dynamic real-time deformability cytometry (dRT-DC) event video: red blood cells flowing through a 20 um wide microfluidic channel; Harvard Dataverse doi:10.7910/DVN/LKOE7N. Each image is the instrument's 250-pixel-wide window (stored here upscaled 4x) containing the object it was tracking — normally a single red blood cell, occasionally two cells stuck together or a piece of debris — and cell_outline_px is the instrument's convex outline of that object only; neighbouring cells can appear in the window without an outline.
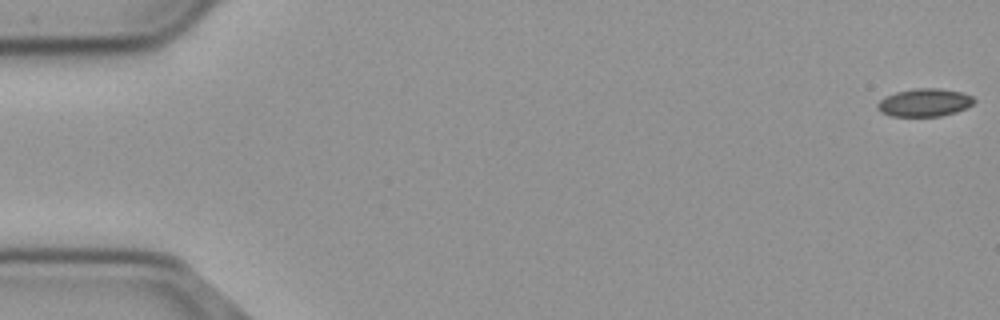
{"species": "common noctule bat (a hibernating species)", "species_latin": "Nyctalus noctula", "temperature_condition": "cold", "stored_images_in_passage": 56, "camera_frame_rate_fps": 3000, "um_per_image_px": 0.085, "animal": {"sex": "male", "body_mass_g": 23.1, "forearm_length_mm": 52.7}, "frame": {"image": 1, "passage_image": 1, "time_ms": 0.0, "image_size_px": [1000, 320], "cell_outline_px": [[976, 100], [972, 104], [956, 112], [940, 116], [892, 116], [880, 112], [876, 108], [876, 104], [880, 100], [896, 92], [916, 88], [940, 88], [960, 92], [972, 96]], "centroid_in_image_um": [78.57, 8.72], "position_along_channel_um": 6.4, "area_um2": 15.61}}
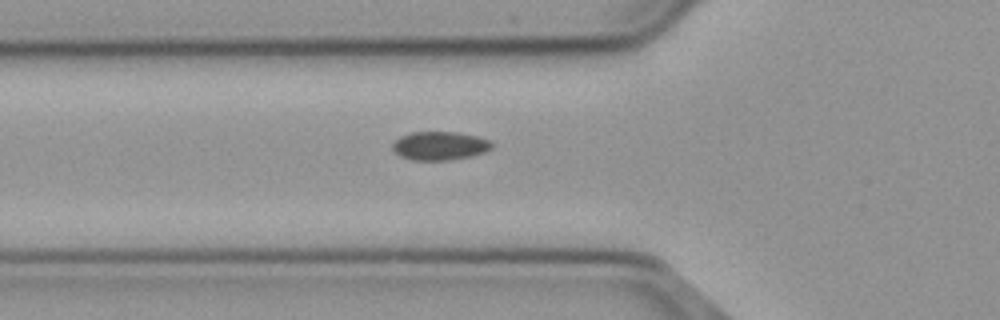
{"frame": {"image": 2, "passage_image": 20, "time_ms": 6.333, "image_size_px": [1000, 320], "cell_outline_px": [[492, 148], [484, 152], [472, 156], [448, 160], [412, 160], [400, 156], [392, 148], [392, 144], [400, 136], [412, 132], [456, 132], [476, 136], [488, 140], [492, 144]], "centroid_in_image_um": [37.36, 12.39], "position_along_channel_um": 88.4, "area_um2": 16.42}}
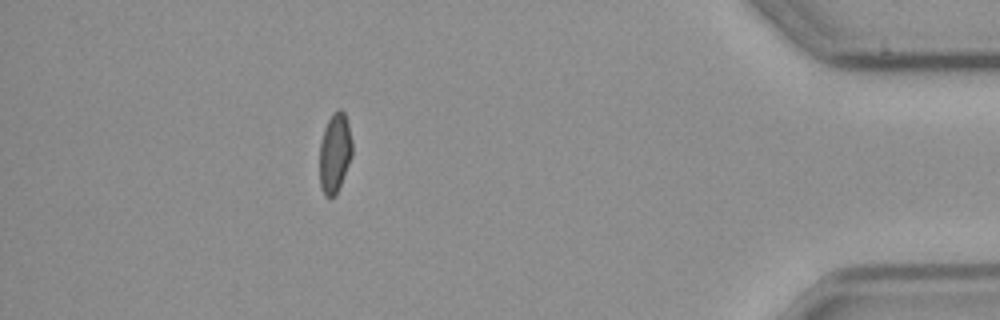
{"frame": {"image": 3, "passage_image": 50, "time_ms": 16.333, "image_size_px": [1000, 320], "cell_outline_px": [[352, 156], [336, 196], [324, 196], [320, 188], [320, 144], [324, 128], [332, 112], [336, 108], [340, 108], [344, 112], [348, 124], [352, 144]], "centroid_in_image_um": [28.45, 12.99], "position_along_channel_um": 406.7, "area_um2": 15.26}}